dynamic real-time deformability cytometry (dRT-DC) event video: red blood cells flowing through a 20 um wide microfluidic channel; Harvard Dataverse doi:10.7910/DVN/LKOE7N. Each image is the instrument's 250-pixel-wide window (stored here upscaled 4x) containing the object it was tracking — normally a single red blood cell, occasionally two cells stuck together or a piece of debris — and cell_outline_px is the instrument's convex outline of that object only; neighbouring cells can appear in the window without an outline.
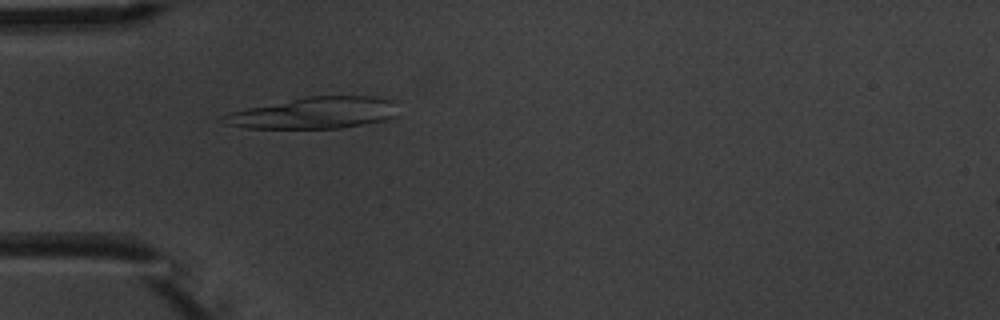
{"species": "common noctule bat (a hibernating species)", "species_latin": "Nyctalus noctula", "temperature_condition": "warm", "stored_images_in_passage": 5, "camera_frame_rate_fps": 3000, "um_per_image_px": 0.085, "animal": {"sex": "male", "body_mass_g": 20.1, "forearm_length_mm": 53.5}, "frame": {"image": 1, "passage_image": 5, "time_ms": 4.667, "image_size_px": [1000, 320], "cell_outline_px": [[396, 116], [384, 120], [340, 128], [244, 128], [224, 124], [220, 120], [220, 116], [232, 112], [248, 108], [308, 96], [372, 96], [392, 100]], "centroid_in_image_um": [26.66, 9.6], "position_along_channel_um": 58.3, "area_um2": 31.67}}